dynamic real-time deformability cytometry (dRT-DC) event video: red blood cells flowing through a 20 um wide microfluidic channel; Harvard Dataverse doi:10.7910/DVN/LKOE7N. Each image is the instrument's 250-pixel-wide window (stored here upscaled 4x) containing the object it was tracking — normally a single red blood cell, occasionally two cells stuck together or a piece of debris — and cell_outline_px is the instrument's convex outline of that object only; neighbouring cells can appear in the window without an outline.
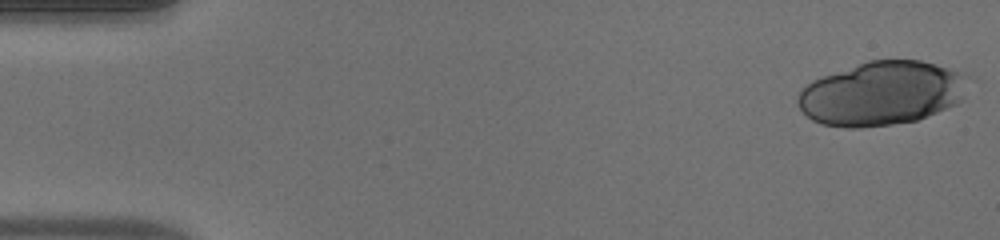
{"species": "human", "species_latin": "Homo sapiens", "temperature_condition": "warm", "stored_images_in_passage": 49, "camera_frame_rate_fps": 3000, "um_per_image_px": 0.085, "donor": {"sex": "male"}, "frame": {"image": 1, "passage_image": 1, "time_ms": 0.0, "image_size_px": [1000, 240], "cell_outline_px": [[968, 76], [964, 100], [956, 104], [916, 120], [892, 124], [860, 128], [844, 128], [820, 124], [812, 120], [796, 104], [796, 96], [812, 80], [820, 76], [868, 60], [920, 60], [936, 64], [948, 68]], "centroid_in_image_um": [74.92, 7.94], "position_along_channel_um": 10.1, "area_um2": 63.64}}